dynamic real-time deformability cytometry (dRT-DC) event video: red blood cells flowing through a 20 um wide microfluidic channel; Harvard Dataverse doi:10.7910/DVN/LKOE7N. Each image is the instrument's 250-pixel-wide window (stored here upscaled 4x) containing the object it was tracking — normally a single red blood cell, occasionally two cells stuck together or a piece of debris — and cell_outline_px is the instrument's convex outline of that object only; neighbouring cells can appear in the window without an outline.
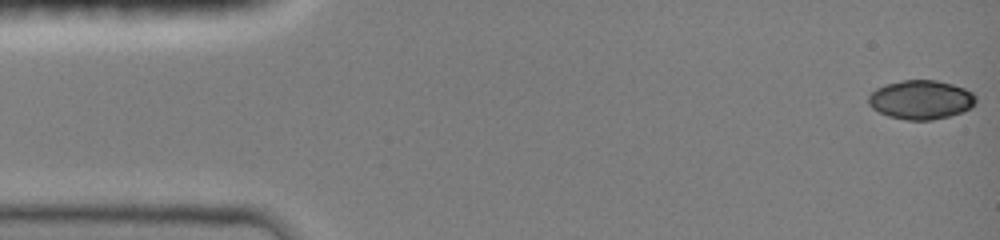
{"species": "common noctule bat (a hibernating species)", "species_latin": "Nyctalus noctula", "temperature_condition": "room temperature", "stored_images_in_passage": 42, "camera_frame_rate_fps": 3000, "um_per_image_px": 0.085, "animal": {"sex": "female", "body_mass_g": 19.0, "forearm_length_mm": 51.5}, "frame": {"image": 1, "passage_image": 1, "time_ms": 0.0, "image_size_px": [1000, 240], "cell_outline_px": [[976, 104], [972, 108], [948, 116], [932, 120], [908, 120], [888, 116], [872, 108], [868, 104], [868, 96], [876, 88], [884, 84], [900, 80], [936, 80], [952, 84], [964, 88], [972, 92], [976, 96]], "centroid_in_image_um": [78.27, 8.47], "position_along_channel_um": 6.7, "area_um2": 24.57}}
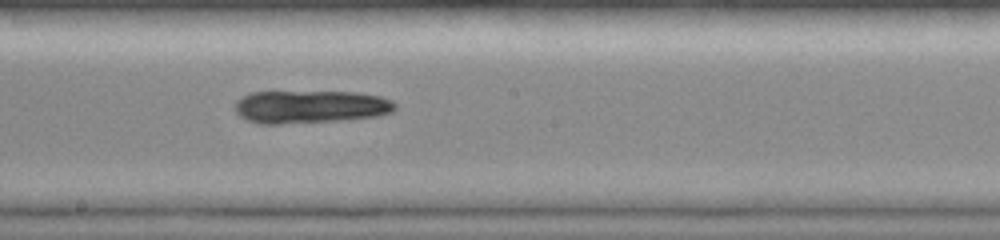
{"frame": {"image": 2, "passage_image": 23, "time_ms": 7.333, "image_size_px": [1000, 240], "cell_outline_px": [[396, 108], [392, 112], [376, 116], [340, 120], [276, 124], [260, 124], [248, 120], [240, 116], [236, 112], [236, 100], [252, 92], [356, 92], [380, 96], [392, 100], [396, 104]], "centroid_in_image_um": [26.39, 9.07], "position_along_channel_um": 221.8, "area_um2": 30.52}}
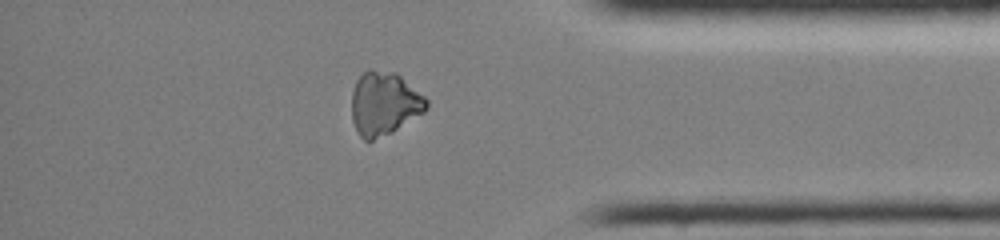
{"frame": {"image": 3, "passage_image": 37, "time_ms": 12.0, "image_size_px": [1000, 240], "cell_outline_px": [[428, 108], [424, 112], [392, 132], [372, 140], [364, 140], [356, 132], [352, 120], [352, 92], [356, 80], [364, 72], [396, 72], [424, 96], [428, 100]], "centroid_in_image_um": [32.65, 8.84], "position_along_channel_um": 402.5, "area_um2": 27.28}}